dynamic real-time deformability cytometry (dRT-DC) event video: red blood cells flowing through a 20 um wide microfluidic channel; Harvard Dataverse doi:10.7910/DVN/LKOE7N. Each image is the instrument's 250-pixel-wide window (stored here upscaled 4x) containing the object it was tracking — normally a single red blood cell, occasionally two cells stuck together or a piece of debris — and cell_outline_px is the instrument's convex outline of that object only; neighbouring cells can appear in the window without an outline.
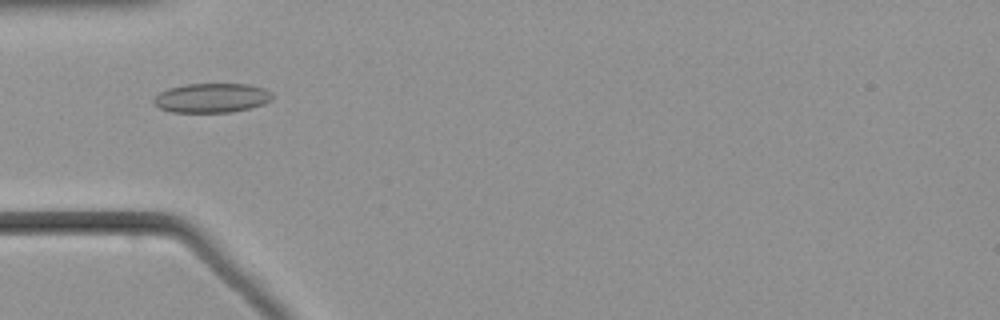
{"species": "common noctule bat (a hibernating species)", "species_latin": "Nyctalus noctula", "temperature_condition": "warm", "stored_images_in_passage": 53, "camera_frame_rate_fps": 3000, "um_per_image_px": 0.085, "animal": {"sex": "male", "body_mass_g": 21.5, "forearm_length_mm": 52.0}, "frame": {"image": 1, "passage_image": 17, "time_ms": 5.333, "image_size_px": [1000, 320], "cell_outline_px": [[272, 100], [264, 104], [232, 112], [172, 112], [160, 108], [152, 104], [152, 100], [160, 92], [168, 88], [184, 84], [248, 84], [264, 88], [272, 92]], "centroid_in_image_um": [17.99, 8.32], "position_along_channel_um": 67.0, "area_um2": 20.4}}
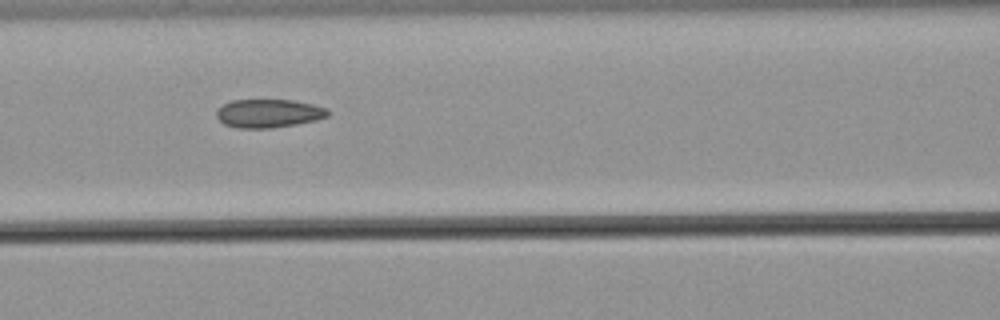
{"frame": {"image": 2, "passage_image": 23, "time_ms": 7.333, "image_size_px": [1000, 320], "cell_outline_px": [[332, 112], [328, 116], [316, 120], [296, 124], [272, 128], [240, 128], [224, 124], [216, 116], [216, 108], [232, 100], [292, 100], [312, 104], [328, 108]], "centroid_in_image_um": [22.85, 9.63], "position_along_channel_um": 143.8, "area_um2": 18.55}}
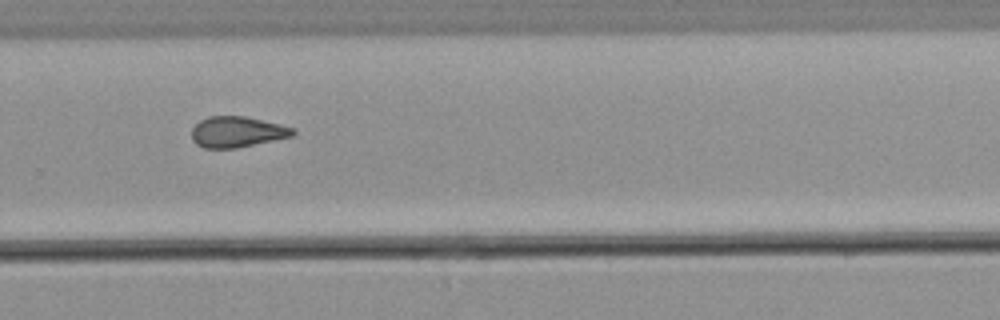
{"frame": {"image": 3, "passage_image": 36, "time_ms": 11.667, "image_size_px": [1000, 320], "cell_outline_px": [[296, 132], [292, 136], [236, 148], [204, 148], [196, 144], [192, 140], [192, 128], [200, 120], [208, 116], [244, 116], [280, 124], [296, 128]], "centroid_in_image_um": [20.15, 11.21], "position_along_channel_um": 309.7, "area_um2": 18.15}}